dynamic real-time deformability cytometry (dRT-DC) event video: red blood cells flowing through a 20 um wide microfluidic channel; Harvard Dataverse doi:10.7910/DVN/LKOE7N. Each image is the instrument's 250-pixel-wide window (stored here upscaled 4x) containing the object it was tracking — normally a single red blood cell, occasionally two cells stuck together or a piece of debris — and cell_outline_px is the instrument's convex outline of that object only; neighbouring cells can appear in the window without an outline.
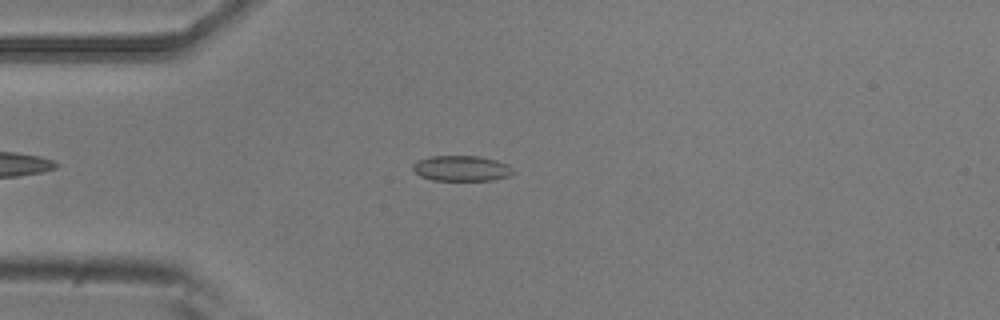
{"species": "common noctule bat (a hibernating species)", "species_latin": "Nyctalus noctula", "temperature_condition": "room temperature", "stored_images_in_passage": 4, "camera_frame_rate_fps": 3000, "um_per_image_px": 0.085, "animal": {"sex": "male", "body_mass_g": 20.5, "forearm_length_mm": 52.5}, "frame": {"image": 1, "passage_image": 4, "time_ms": 1.0, "image_size_px": [1000, 320], "cell_outline_px": [[516, 172], [508, 176], [492, 180], [432, 180], [420, 176], [412, 168], [412, 164], [416, 160], [428, 156], [480, 156], [496, 160], [508, 164]], "centroid_in_image_um": [39.21, 14.3], "position_along_channel_um": 45.8, "area_um2": 15.03}}